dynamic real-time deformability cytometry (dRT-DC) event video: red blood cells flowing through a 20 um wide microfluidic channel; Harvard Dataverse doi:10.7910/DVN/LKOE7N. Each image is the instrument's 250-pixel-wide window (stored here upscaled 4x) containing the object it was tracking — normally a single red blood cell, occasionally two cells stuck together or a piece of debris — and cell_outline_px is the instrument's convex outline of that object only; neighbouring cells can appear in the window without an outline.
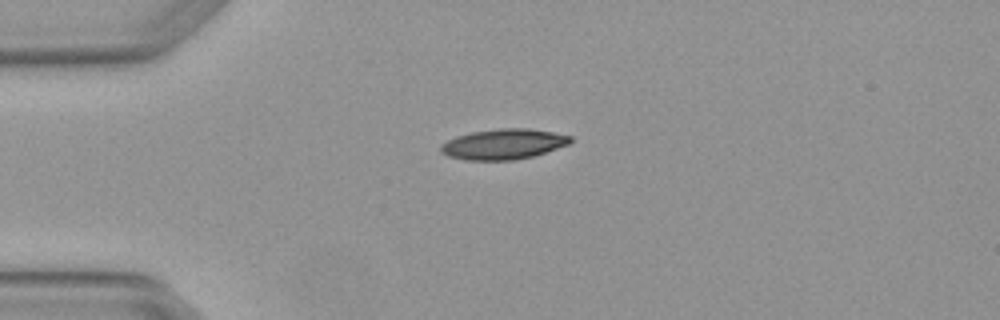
{"species": "Egyptian fruit bat (a non-hibernating species)", "species_latin": "Rousettus aegyptiacus", "temperature_condition": "warm", "stored_images_in_passage": 3, "camera_frame_rate_fps": 3000, "um_per_image_px": 0.085, "animal": {"sex": "female"}, "frame": {"image": 1, "passage_image": 3, "time_ms": 0.667, "image_size_px": [1000, 320], "cell_outline_px": [[572, 140], [568, 144], [532, 156], [512, 160], [468, 160], [448, 156], [440, 152], [440, 144], [456, 136], [472, 132], [500, 128], [528, 128], [552, 132], [572, 136]], "centroid_in_image_um": [42.76, 12.24], "position_along_channel_um": 42.2, "area_um2": 22.77}}